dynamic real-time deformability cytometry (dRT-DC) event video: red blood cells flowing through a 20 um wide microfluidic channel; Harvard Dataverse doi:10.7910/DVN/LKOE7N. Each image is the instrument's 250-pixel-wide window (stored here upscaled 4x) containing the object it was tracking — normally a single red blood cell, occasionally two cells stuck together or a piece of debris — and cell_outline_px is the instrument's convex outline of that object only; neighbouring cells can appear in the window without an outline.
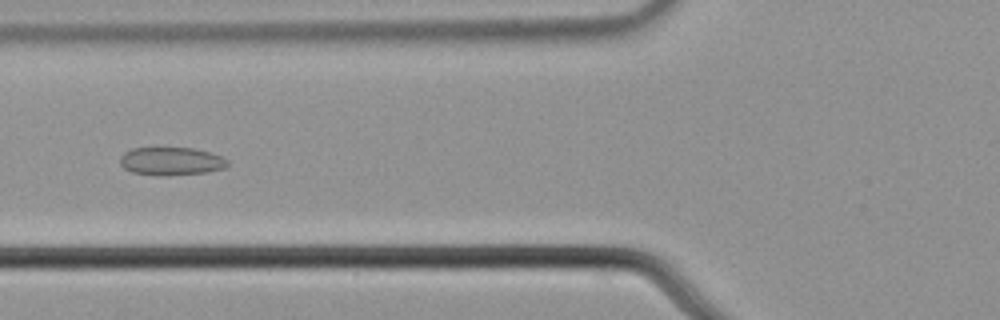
{"species": "common noctule bat (a hibernating species)", "species_latin": "Nyctalus noctula", "temperature_condition": "cold", "stored_images_in_passage": 43, "camera_frame_rate_fps": 3000, "um_per_image_px": 0.085, "animal": {"sex": "male", "body_mass_g": 21.5, "forearm_length_mm": 52.0}, "frame": {"image": 1, "passage_image": 9, "time_ms": 2.667, "image_size_px": [1000, 320], "cell_outline_px": [[228, 164], [224, 168], [208, 172], [164, 176], [160, 176], [132, 172], [124, 168], [120, 164], [120, 156], [124, 152], [132, 148], [192, 148], [212, 152], [228, 160]], "centroid_in_image_um": [14.54, 13.7], "position_along_channel_um": 111.3, "area_um2": 17.69}}
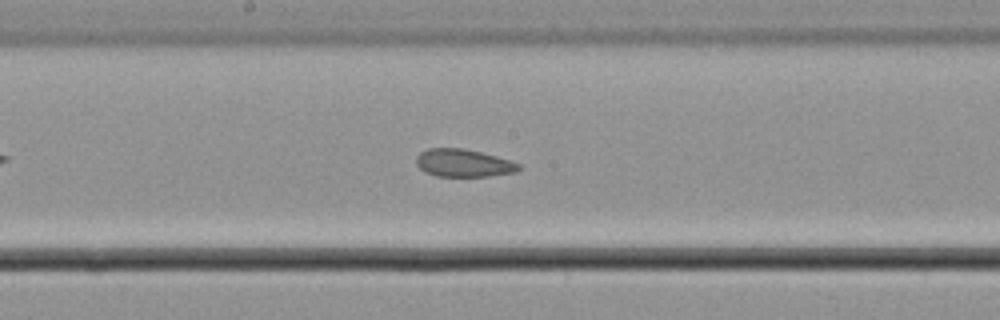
{"frame": {"image": 2, "passage_image": 17, "time_ms": 5.333, "image_size_px": [1000, 320], "cell_outline_px": [[520, 168], [516, 172], [488, 176], [436, 176], [424, 172], [416, 164], [416, 156], [420, 152], [428, 148], [460, 148], [480, 152], [496, 156], [520, 164]], "centroid_in_image_um": [39.35, 13.86], "position_along_channel_um": 208.8, "area_um2": 16.47}}
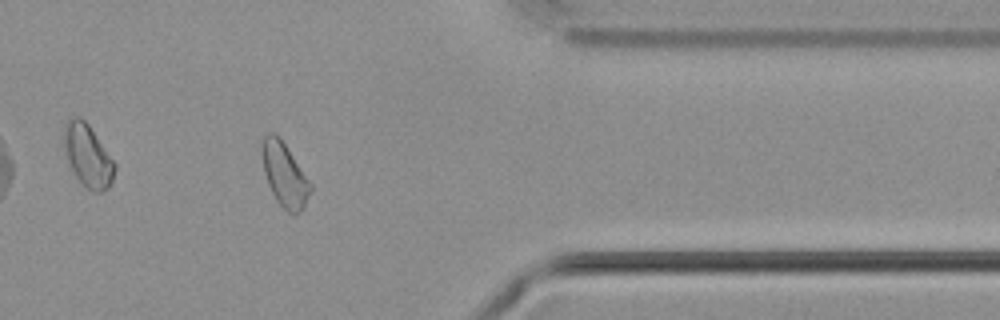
{"frame": {"image": 3, "passage_image": 33, "time_ms": 10.667, "image_size_px": [1000, 320], "cell_outline_px": [[312, 188], [304, 208], [296, 216], [288, 212], [276, 200], [268, 184], [264, 172], [264, 136], [268, 132], [272, 132], [280, 136], [312, 184]], "centroid_in_image_um": [24.24, 14.89], "position_along_channel_um": 387.2, "area_um2": 17.74}, "authors_computed_cell_mechanics": {"area_um2": 17.6868, "velocity_mm_per_s": 3.657, "shape_relaxation_time_tau1_ms": null, "shape_relaxation_time_tau2_ms": 5.4156, "deformation_change_tau1": null, "deformation_change_tau2": 0.1206}}